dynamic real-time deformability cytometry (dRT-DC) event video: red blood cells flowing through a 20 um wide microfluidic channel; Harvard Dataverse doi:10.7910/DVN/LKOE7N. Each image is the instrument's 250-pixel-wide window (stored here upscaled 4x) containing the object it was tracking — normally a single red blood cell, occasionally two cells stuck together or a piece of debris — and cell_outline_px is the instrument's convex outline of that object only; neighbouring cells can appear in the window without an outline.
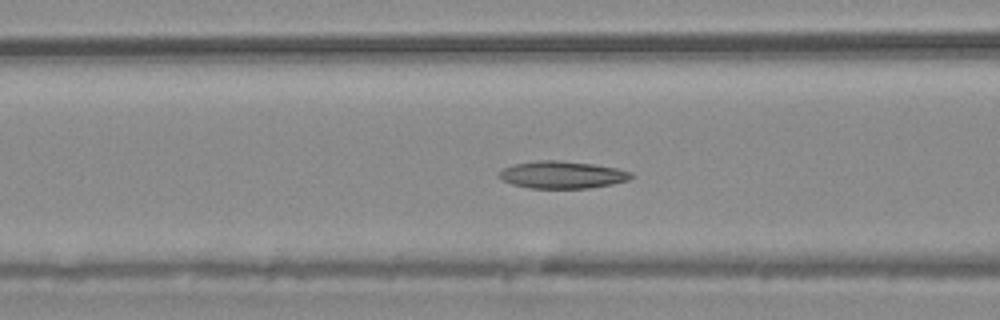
{"species": "common noctule bat (a hibernating species)", "species_latin": "Nyctalus noctula", "temperature_condition": "warm", "stored_images_in_passage": 43, "camera_frame_rate_fps": 3000, "um_per_image_px": 0.085, "animal": {"sex": "male", "body_mass_g": 20.4}, "frame": {"image": 1, "passage_image": 10, "time_ms": 3.0, "image_size_px": [1000, 320], "cell_outline_px": [[632, 176], [628, 180], [612, 184], [588, 188], [528, 188], [512, 184], [496, 176], [504, 168], [512, 164], [540, 160], [556, 160], [592, 164], [616, 168], [632, 172]], "centroid_in_image_um": [47.76, 14.86], "position_along_channel_um": 118.8, "area_um2": 20.87}}
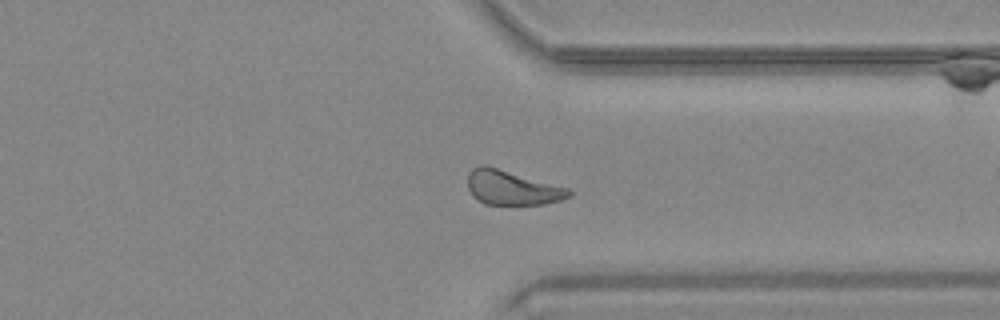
{"frame": {"image": 2, "passage_image": 30, "time_ms": 9.667, "image_size_px": [1000, 320], "cell_outline_px": [[572, 196], [560, 200], [544, 204], [484, 204], [472, 196], [468, 188], [468, 172], [472, 168], [480, 164], [484, 164], [568, 188], [572, 192]], "centroid_in_image_um": [43.49, 15.95], "position_along_channel_um": 367.9, "area_um2": 20.29}}
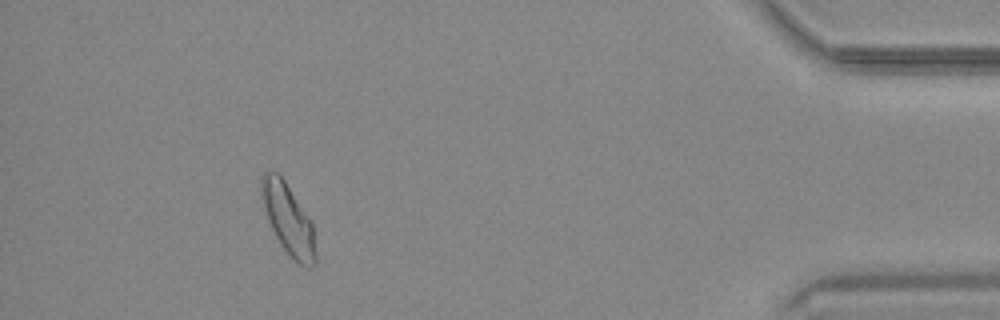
{"frame": {"image": 3, "passage_image": 38, "time_ms": 12.333, "image_size_px": [1000, 320], "cell_outline_px": [[316, 264], [308, 268], [304, 268], [292, 260], [288, 256], [280, 244], [268, 220], [260, 196], [260, 176], [264, 172], [272, 168], [284, 180], [312, 224], [316, 252]], "centroid_in_image_um": [24.47, 18.66], "position_along_channel_um": 410.7, "area_um2": 22.37}, "authors_computed_cell_mechanics": {"area_um2": 20.808, "velocity_mm_per_s": 3.7426, "shape_relaxation_time_tau1_ms": null, "shape_relaxation_time_tau2_ms": 10.3996, "deformation_change_tau1": null, "deformation_change_tau2": 0.18}}